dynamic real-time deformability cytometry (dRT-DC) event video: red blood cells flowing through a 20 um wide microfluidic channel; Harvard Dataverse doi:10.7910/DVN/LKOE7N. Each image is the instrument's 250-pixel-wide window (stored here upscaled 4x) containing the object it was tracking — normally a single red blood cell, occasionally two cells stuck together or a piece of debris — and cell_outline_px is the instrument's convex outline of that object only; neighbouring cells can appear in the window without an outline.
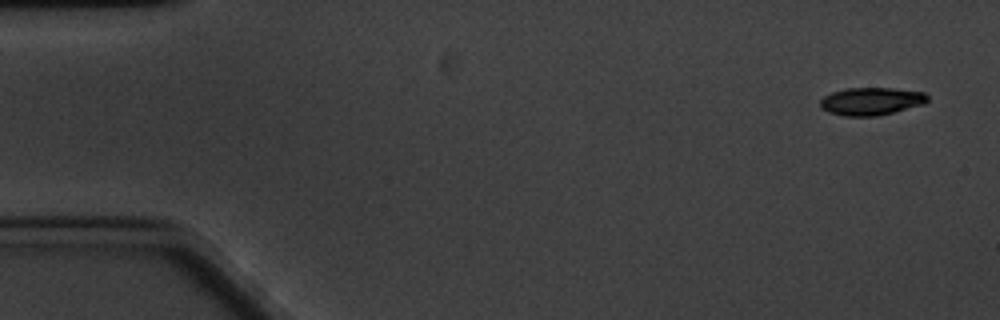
{"species": "common noctule bat (a hibernating species)", "species_latin": "Nyctalus noctula", "temperature_condition": "cold", "stored_images_in_passage": 58, "camera_frame_rate_fps": 3000, "um_per_image_px": 0.085, "animal": {"sex": "male", "body_mass_g": 20.1, "forearm_length_mm": 53.5}, "frame": {"image": 1, "passage_image": 1, "time_ms": 0.0, "image_size_px": [1000, 320], "cell_outline_px": [[928, 100], [924, 104], [876, 116], [844, 116], [828, 112], [820, 108], [820, 100], [824, 96], [832, 92], [848, 88], [892, 88], [924, 92], [928, 96]], "centroid_in_image_um": [74.03, 8.6], "position_along_channel_um": 11.0, "area_um2": 17.28}}
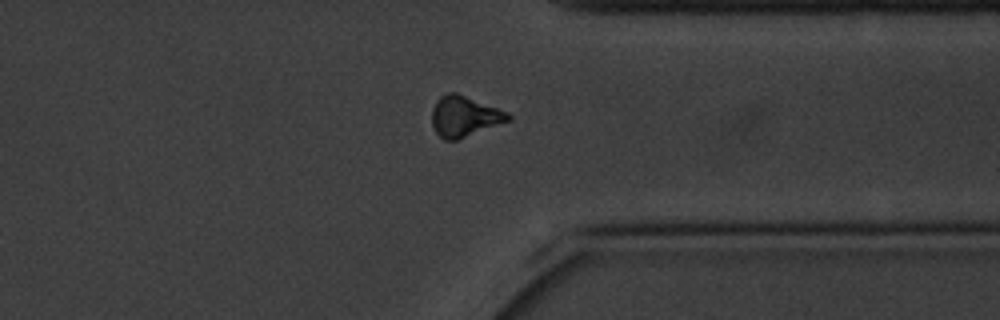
{"frame": {"image": 2, "passage_image": 45, "time_ms": 14.667, "image_size_px": [1000, 320], "cell_outline_px": [[512, 120], [456, 140], [444, 140], [436, 132], [432, 124], [432, 108], [436, 100], [440, 96], [448, 92], [456, 92], [508, 112], [512, 116]], "centroid_in_image_um": [39.48, 9.88], "position_along_channel_um": 371.9, "area_um2": 18.09}}
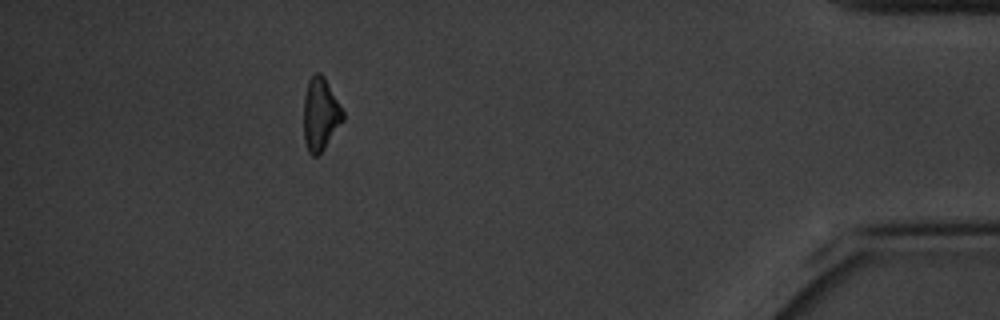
{"frame": {"image": 3, "passage_image": 53, "time_ms": 17.333, "image_size_px": [1000, 320], "cell_outline_px": [[344, 120], [324, 148], [316, 156], [312, 156], [308, 152], [304, 140], [304, 96], [308, 80], [316, 72], [320, 72], [324, 76], [344, 112]], "centroid_in_image_um": [27.23, 9.7], "position_along_channel_um": 408.0, "area_um2": 16.59}}